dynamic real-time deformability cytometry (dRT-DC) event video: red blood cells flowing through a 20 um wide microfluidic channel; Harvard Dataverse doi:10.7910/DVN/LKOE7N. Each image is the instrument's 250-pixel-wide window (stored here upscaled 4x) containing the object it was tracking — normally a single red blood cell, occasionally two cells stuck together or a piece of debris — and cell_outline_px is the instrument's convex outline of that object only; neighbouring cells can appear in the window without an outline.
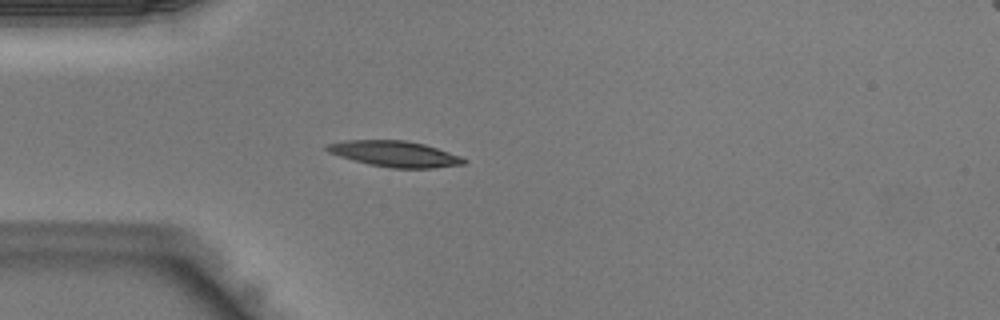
{"species": "Egyptian fruit bat (a non-hibernating species)", "species_latin": "Rousettus aegyptiacus", "temperature_condition": "warm", "stored_images_in_passage": 32, "camera_frame_rate_fps": 3000, "um_per_image_px": 0.085, "animal": {"sex": "male"}, "frame": {"image": 1, "passage_image": 1, "time_ms": 0.0, "image_size_px": [1000, 320], "cell_outline_px": [[468, 160], [464, 164], [432, 168], [392, 168], [368, 164], [340, 156], [328, 152], [324, 148], [324, 144], [344, 140], [404, 140], [424, 144], [460, 156]], "centroid_in_image_um": [33.51, 13.07], "position_along_channel_um": 51.5, "area_um2": 20.58}}
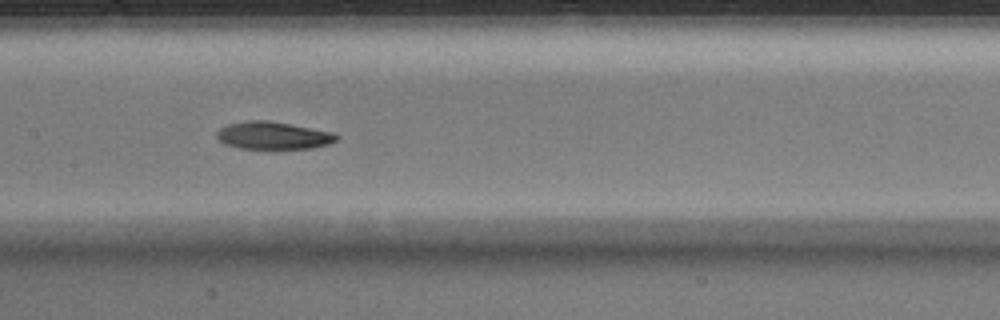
{"frame": {"image": 2, "passage_image": 10, "time_ms": 3.0, "image_size_px": [1000, 320], "cell_outline_px": [[340, 136], [336, 140], [328, 144], [308, 148], [240, 148], [224, 144], [216, 136], [216, 132], [220, 128], [228, 124], [248, 120], [268, 120], [332, 132]], "centroid_in_image_um": [23.18, 11.51], "position_along_channel_um": 184.2, "area_um2": 18.96}}
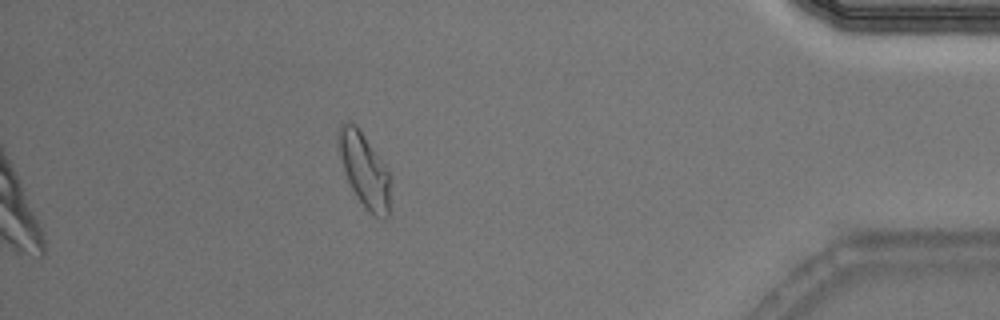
{"frame": {"image": 3, "passage_image": 27, "time_ms": 8.667, "image_size_px": [1000, 320], "cell_outline_px": [[388, 216], [384, 220], [380, 220], [364, 208], [356, 196], [348, 180], [340, 156], [336, 140], [336, 132], [340, 124], [344, 120], [356, 124], [384, 164], [388, 172]], "centroid_in_image_um": [30.91, 14.41], "position_along_channel_um": 404.3, "area_um2": 22.14}}